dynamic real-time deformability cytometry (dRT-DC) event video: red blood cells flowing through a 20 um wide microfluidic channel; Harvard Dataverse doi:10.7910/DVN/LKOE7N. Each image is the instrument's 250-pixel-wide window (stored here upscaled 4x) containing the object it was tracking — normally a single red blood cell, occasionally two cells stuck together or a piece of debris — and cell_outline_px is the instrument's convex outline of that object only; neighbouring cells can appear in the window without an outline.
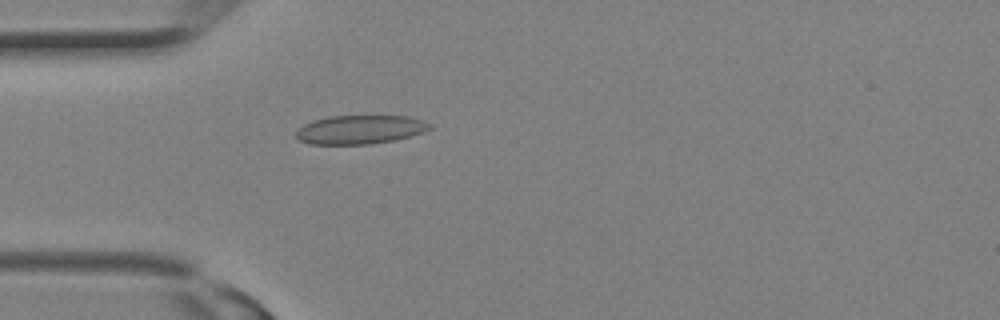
{"species": "Egyptian fruit bat (a non-hibernating species)", "species_latin": "Rousettus aegyptiacus", "temperature_condition": "room temperature", "stored_images_in_passage": 12, "camera_frame_rate_fps": 3000, "um_per_image_px": 0.085, "animal": {"sex": "female"}, "frame": {"image": 1, "passage_image": 3, "time_ms": 0.667, "image_size_px": [1000, 320], "cell_outline_px": [[432, 128], [424, 132], [412, 136], [396, 140], [372, 144], [308, 144], [300, 140], [296, 136], [296, 132], [304, 124], [312, 120], [328, 116], [408, 116], [432, 124]], "centroid_in_image_um": [30.62, 11.02], "position_along_channel_um": 54.4, "area_um2": 22.54}}
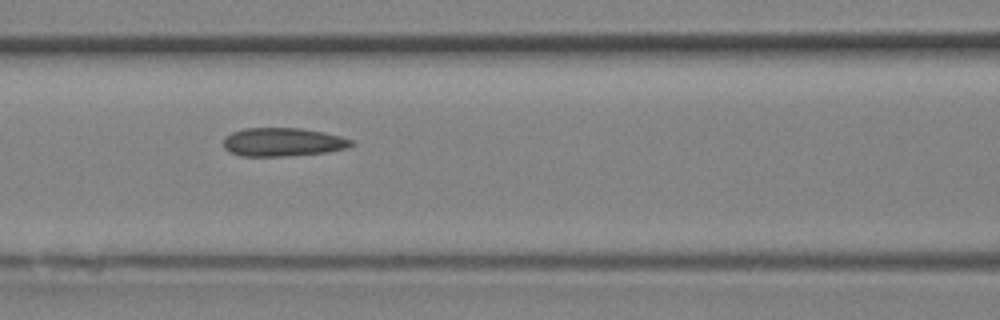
{"frame": {"image": 2, "passage_image": 7, "time_ms": 2.0, "image_size_px": [1000, 320], "cell_outline_px": [[352, 144], [348, 148], [328, 152], [284, 156], [240, 156], [228, 152], [224, 148], [224, 136], [232, 132], [244, 128], [300, 128], [324, 132], [340, 136], [352, 140]], "centroid_in_image_um": [24.0, 12.08], "position_along_channel_um": 142.6, "area_um2": 21.33}}
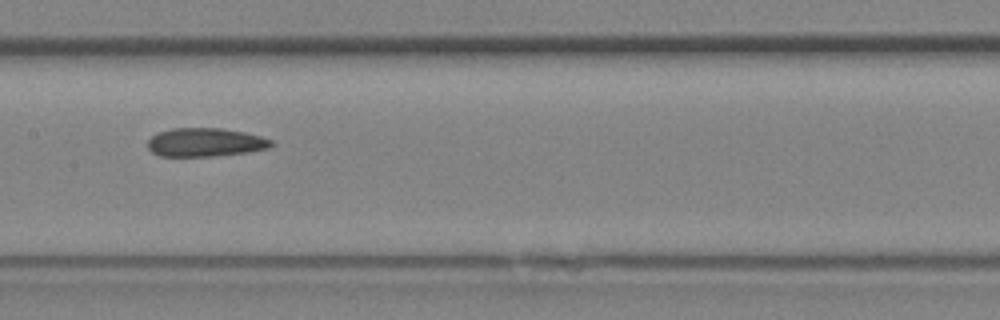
{"frame": {"image": 3, "passage_image": 9, "time_ms": 2.667, "image_size_px": [1000, 320], "cell_outline_px": [[276, 144], [268, 148], [248, 152], [212, 156], [160, 156], [152, 152], [148, 148], [148, 140], [152, 136], [160, 132], [172, 128], [220, 128], [244, 132], [260, 136], [272, 140]], "centroid_in_image_um": [17.47, 12.1], "position_along_channel_um": 189.9, "area_um2": 20.52}}